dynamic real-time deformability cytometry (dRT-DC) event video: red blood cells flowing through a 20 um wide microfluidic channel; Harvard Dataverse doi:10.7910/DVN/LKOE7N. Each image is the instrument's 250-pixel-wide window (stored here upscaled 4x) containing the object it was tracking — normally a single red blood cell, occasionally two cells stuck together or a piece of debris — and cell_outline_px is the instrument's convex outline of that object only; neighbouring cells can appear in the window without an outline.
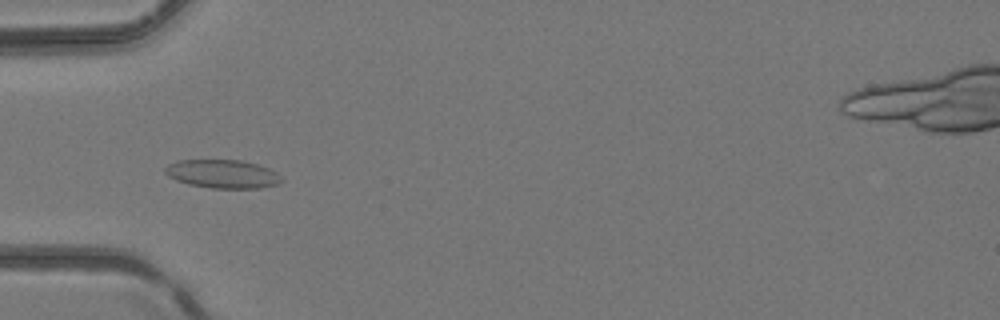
{"species": "common noctule bat (a hibernating species)", "species_latin": "Nyctalus noctula", "temperature_condition": "room temperature", "stored_images_in_passage": 5, "camera_frame_rate_fps": 3000, "um_per_image_px": 0.085, "animal": {"sex": "female", "body_mass_g": 24.6, "forearm_length_mm": 56.2}, "frame": {"image": 1, "passage_image": 5, "time_ms": 1.333, "image_size_px": [1000, 320], "cell_outline_px": [[284, 180], [280, 184], [260, 188], [212, 188], [188, 184], [176, 180], [168, 176], [164, 172], [164, 168], [168, 164], [176, 160], [240, 160], [256, 164], [268, 168], [276, 172]], "centroid_in_image_um": [18.91, 14.79], "position_along_channel_um": 66.1, "area_um2": 19.42}}